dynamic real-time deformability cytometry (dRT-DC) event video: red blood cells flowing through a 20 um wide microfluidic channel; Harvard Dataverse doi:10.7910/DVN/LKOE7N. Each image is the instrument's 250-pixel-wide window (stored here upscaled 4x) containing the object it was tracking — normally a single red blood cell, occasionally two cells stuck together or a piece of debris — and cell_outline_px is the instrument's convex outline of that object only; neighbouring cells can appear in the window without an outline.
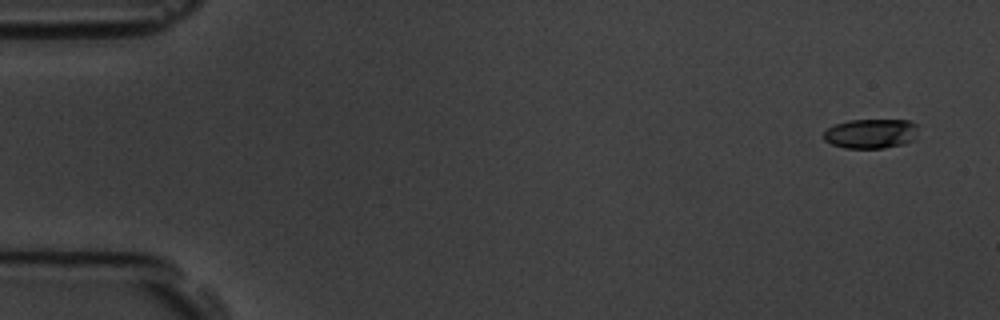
{"species": "common noctule bat (a hibernating species)", "species_latin": "Nyctalus noctula", "temperature_condition": "room temperature", "stored_images_in_passage": 5, "camera_frame_rate_fps": 3000, "um_per_image_px": 0.085, "animal": {"sex": "male", "body_mass_g": 19.5, "forearm_length_mm": 54.6}, "frame": {"image": 1, "passage_image": 1, "time_ms": 0.0, "image_size_px": [1000, 320], "cell_outline_px": [[916, 140], [904, 144], [884, 148], [844, 148], [832, 144], [824, 140], [824, 132], [828, 128], [836, 124], [848, 120], [908, 120], [916, 124]], "centroid_in_image_um": [74.04, 11.36], "position_along_channel_um": 11.0, "area_um2": 16.36}}
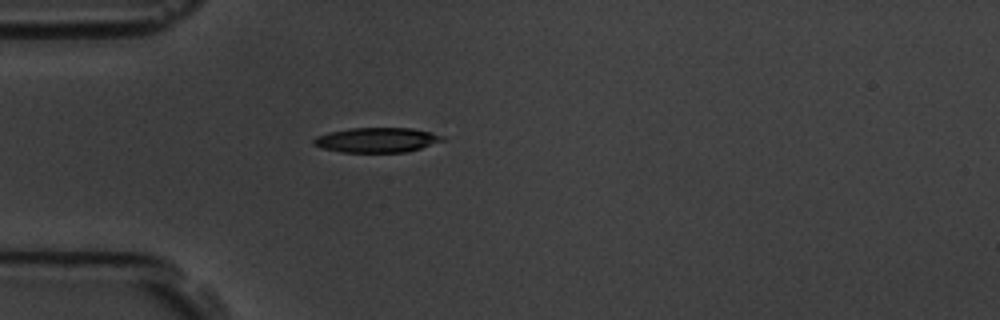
{"frame": {"image": 2, "passage_image": 5, "time_ms": 4.333, "image_size_px": [1000, 320], "cell_outline_px": [[444, 140], [408, 152], [340, 152], [324, 148], [312, 144], [312, 140], [316, 136], [328, 132], [348, 128], [412, 128], [432, 132], [444, 136]], "centroid_in_image_um": [32.01, 11.89], "position_along_channel_um": 53.0, "area_um2": 18.67}}